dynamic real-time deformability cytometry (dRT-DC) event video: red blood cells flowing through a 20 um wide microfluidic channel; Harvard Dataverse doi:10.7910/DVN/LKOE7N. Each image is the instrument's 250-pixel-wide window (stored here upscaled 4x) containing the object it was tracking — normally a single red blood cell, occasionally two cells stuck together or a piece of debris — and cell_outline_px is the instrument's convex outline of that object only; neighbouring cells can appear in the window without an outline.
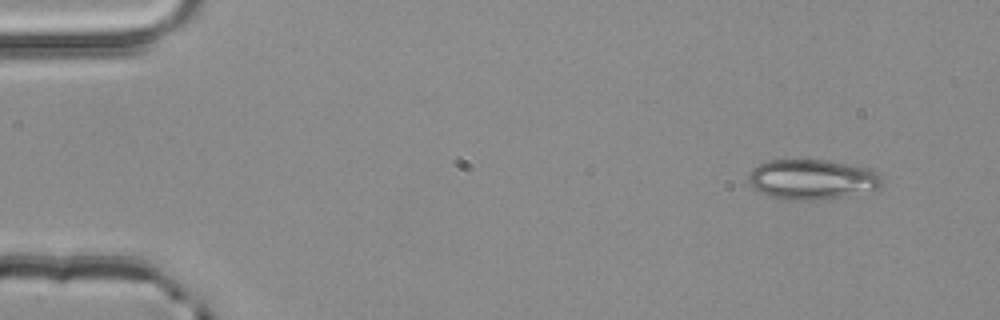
{"species": "common noctule bat (a hibernating species)", "species_latin": "Nyctalus noctula", "temperature_condition": "room temperature", "stored_images_in_passage": 4, "camera_frame_rate_fps": 3000, "um_per_image_px": 0.085, "animal": {"sex": "male", "body_mass_g": 20.4}, "frame": {"image": 1, "passage_image": 1, "time_ms": 0.0, "image_size_px": [1000, 320], "cell_outline_px": [[884, 184], [880, 188], [840, 196], [816, 200], [788, 200], [772, 196], [752, 188], [748, 184], [748, 176], [752, 168], [768, 160], [828, 160], [872, 168], [880, 176]], "centroid_in_image_um": [69.02, 15.23], "position_along_channel_um": 16.0, "area_um2": 31.1}}